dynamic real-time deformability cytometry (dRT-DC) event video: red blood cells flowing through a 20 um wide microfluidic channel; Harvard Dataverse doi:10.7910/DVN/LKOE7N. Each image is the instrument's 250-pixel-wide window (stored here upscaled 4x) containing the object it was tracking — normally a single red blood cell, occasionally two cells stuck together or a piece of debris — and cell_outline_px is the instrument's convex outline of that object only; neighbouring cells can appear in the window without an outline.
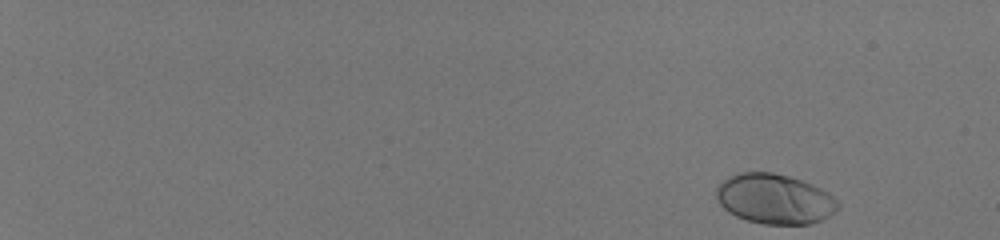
{"species": "human", "species_latin": "Homo sapiens", "temperature_condition": "room temperature", "stored_images_in_passage": 51, "camera_frame_rate_fps": 3000, "um_per_image_px": 0.085, "donor": {"sex": "male"}, "frame": {"image": 1, "passage_image": 1, "time_ms": 0.0, "image_size_px": [1000, 240], "cell_outline_px": [[840, 208], [828, 216], [812, 224], [764, 224], [748, 220], [736, 216], [728, 212], [720, 204], [716, 196], [716, 188], [724, 180], [740, 172], [772, 172], [788, 176], [812, 184], [828, 192], [840, 204]], "centroid_in_image_um": [65.86, 16.91], "position_along_channel_um": 19.1, "area_um2": 35.26}}
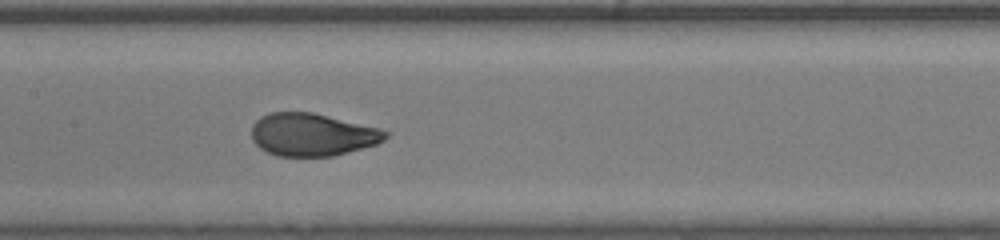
{"frame": {"image": 2, "passage_image": 29, "time_ms": 9.333, "image_size_px": [1000, 240], "cell_outline_px": [[388, 136], [384, 140], [376, 144], [332, 156], [276, 156], [260, 148], [252, 140], [252, 124], [260, 116], [268, 112], [312, 112], [380, 128], [388, 132]], "centroid_in_image_um": [26.51, 11.43], "position_along_channel_um": 180.9, "area_um2": 33.29}}
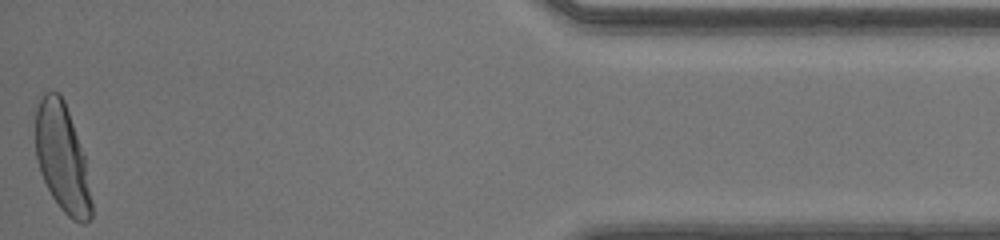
{"frame": {"image": 3, "passage_image": 51, "time_ms": 16.667, "image_size_px": [1000, 240], "cell_outline_px": [[92, 216], [84, 224], [80, 224], [72, 220], [60, 208], [52, 196], [40, 172], [36, 160], [36, 108], [44, 92], [60, 92], [64, 100], [84, 156], [92, 204]], "centroid_in_image_um": [5.28, 13.45], "position_along_channel_um": 429.9, "area_um2": 34.91}, "authors_computed_cell_mechanics": {"area_um2": 34.102, "velocity_mm_per_s": 4.1141, "shape_relaxation_time_tau1_ms": 3.0466, "shape_relaxation_time_tau2_ms": null, "deformation_change_tau1": 0.1865, "deformation_change_tau2": null}}